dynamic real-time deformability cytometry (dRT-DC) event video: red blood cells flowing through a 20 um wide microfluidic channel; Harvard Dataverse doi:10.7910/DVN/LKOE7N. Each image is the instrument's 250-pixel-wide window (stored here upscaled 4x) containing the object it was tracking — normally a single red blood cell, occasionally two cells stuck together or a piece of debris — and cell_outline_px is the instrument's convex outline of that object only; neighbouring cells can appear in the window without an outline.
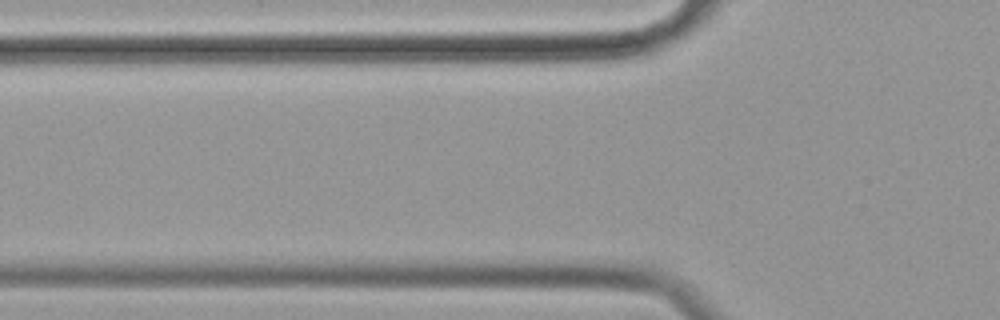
{"species": "common noctule bat (a hibernating species)", "species_latin": "Nyctalus noctula", "temperature_condition": "cold", "stored_images_in_passage": 4, "camera_frame_rate_fps": 3000, "um_per_image_px": 0.085, "animal": {"sex": "female", "body_mass_g": 19.9}, "frame": {"image": 1, "passage_image": 2, "time_ms": 0.333, "image_size_px": [1000, 320], "cell_outline_px": [[652, 296], [644, 296], [472, 288], [472, 284], [492, 280], [556, 280], [608, 284], [636, 288], [648, 292]], "centroid_in_image_um": [47.67, 24.41], "position_along_channel_um": 78.1, "area_um2": 12.31}}